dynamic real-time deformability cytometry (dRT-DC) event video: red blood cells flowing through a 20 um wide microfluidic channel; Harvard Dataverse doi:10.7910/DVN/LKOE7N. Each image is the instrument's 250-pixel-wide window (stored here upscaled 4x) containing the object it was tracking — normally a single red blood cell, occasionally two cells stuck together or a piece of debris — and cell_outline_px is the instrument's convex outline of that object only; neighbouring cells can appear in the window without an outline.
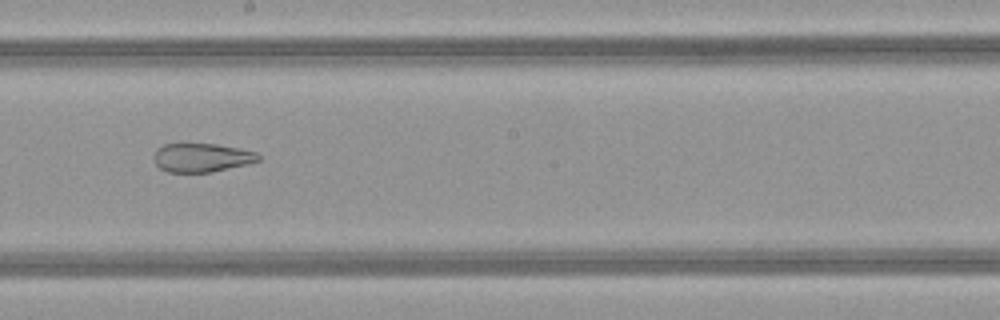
{"species": "common noctule bat (a hibernating species)", "species_latin": "Nyctalus noctula", "temperature_condition": "warm", "stored_images_in_passage": 39, "camera_frame_rate_fps": 3000, "um_per_image_px": 0.085, "animal": {"sex": "female", "body_mass_g": 21.9}, "frame": {"image": 1, "passage_image": 17, "time_ms": 5.333, "image_size_px": [1000, 320], "cell_outline_px": [[260, 160], [248, 164], [212, 172], [168, 172], [160, 168], [156, 164], [152, 156], [156, 148], [164, 144], [216, 144], [240, 148], [256, 152], [260, 156]], "centroid_in_image_um": [17.13, 13.39], "position_along_channel_um": 231.1, "area_um2": 17.63}}
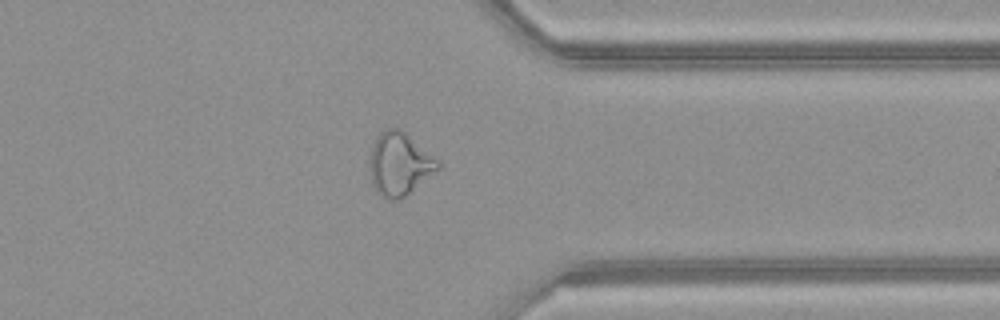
{"frame": {"image": 2, "passage_image": 28, "time_ms": 9.0, "image_size_px": [1000, 320], "cell_outline_px": [[440, 168], [400, 200], [392, 200], [384, 196], [372, 184], [372, 144], [376, 136], [384, 128], [400, 128], [436, 160], [440, 164]], "centroid_in_image_um": [33.96, 13.92], "position_along_channel_um": 377.4, "area_um2": 24.04}, "authors_computed_cell_mechanics": {"area_um2": 24.0448, "velocity_mm_per_s": 4.1579, "shape_relaxation_time_tau1_ms": null, "shape_relaxation_time_tau2_ms": 2.158, "deformation_change_tau1": null, "deformation_change_tau2": 0.1136}}